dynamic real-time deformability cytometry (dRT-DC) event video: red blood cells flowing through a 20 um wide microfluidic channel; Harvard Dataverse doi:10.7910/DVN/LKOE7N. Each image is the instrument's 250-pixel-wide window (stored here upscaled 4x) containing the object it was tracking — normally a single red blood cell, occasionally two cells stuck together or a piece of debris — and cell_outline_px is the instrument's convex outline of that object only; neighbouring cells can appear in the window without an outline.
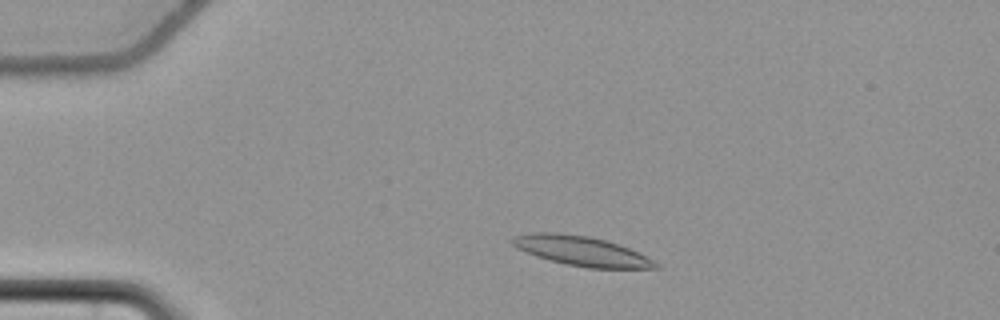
{"species": "common noctule bat (a hibernating species)", "species_latin": "Nyctalus noctula", "temperature_condition": "cold", "stored_images_in_passage": 53, "camera_frame_rate_fps": 3000, "um_per_image_px": 0.085, "animal": {"sex": "female", "body_mass_g": 22.7, "forearm_length_mm": 54.2}, "frame": {"image": 1, "passage_image": 8, "time_ms": 2.333, "image_size_px": [1000, 320], "cell_outline_px": [[664, 268], [588, 268], [568, 264], [536, 256], [516, 248], [508, 240], [512, 236], [532, 232], [556, 232], [588, 236], [604, 240], [628, 248], [660, 264]], "centroid_in_image_um": [49.37, 21.32], "position_along_channel_um": 35.6, "area_um2": 24.51}}
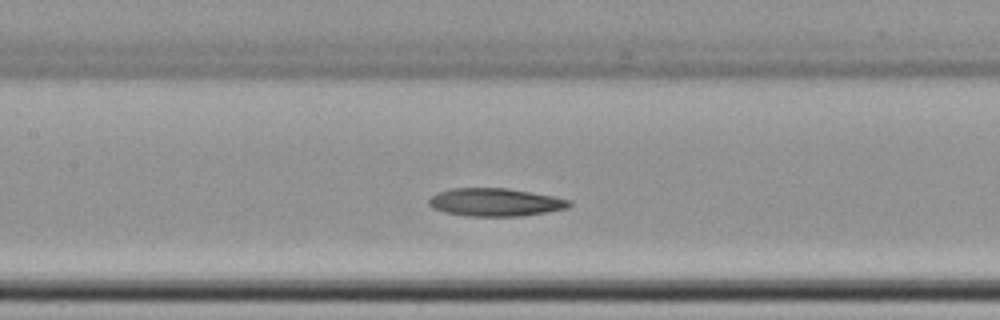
{"frame": {"image": 2, "passage_image": 23, "time_ms": 7.333, "image_size_px": [1000, 320], "cell_outline_px": [[572, 204], [568, 208], [548, 212], [520, 216], [468, 216], [444, 212], [432, 208], [428, 204], [428, 200], [436, 192], [448, 188], [508, 188], [552, 196], [572, 200]], "centroid_in_image_um": [42.08, 17.19], "position_along_channel_um": 165.3, "area_um2": 23.06}}
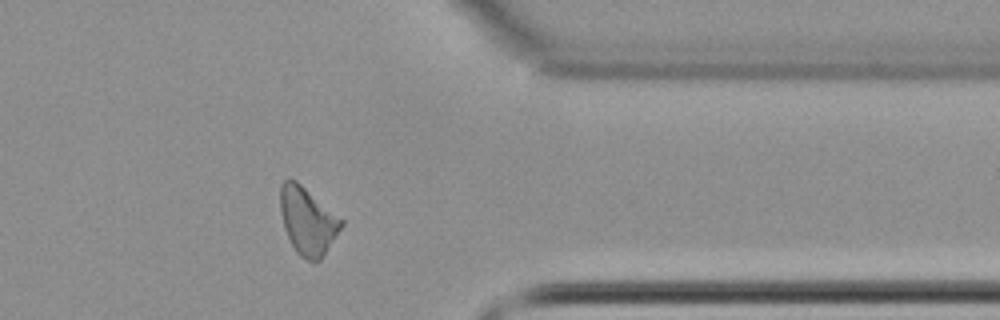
{"frame": {"image": 3, "passage_image": 42, "time_ms": 13.667, "image_size_px": [1000, 320], "cell_outline_px": [[344, 224], [320, 260], [308, 260], [300, 256], [296, 252], [284, 228], [280, 208], [280, 184], [284, 180], [296, 180], [344, 220]], "centroid_in_image_um": [26.15, 18.76], "position_along_channel_um": 385.3, "area_um2": 23.64}}